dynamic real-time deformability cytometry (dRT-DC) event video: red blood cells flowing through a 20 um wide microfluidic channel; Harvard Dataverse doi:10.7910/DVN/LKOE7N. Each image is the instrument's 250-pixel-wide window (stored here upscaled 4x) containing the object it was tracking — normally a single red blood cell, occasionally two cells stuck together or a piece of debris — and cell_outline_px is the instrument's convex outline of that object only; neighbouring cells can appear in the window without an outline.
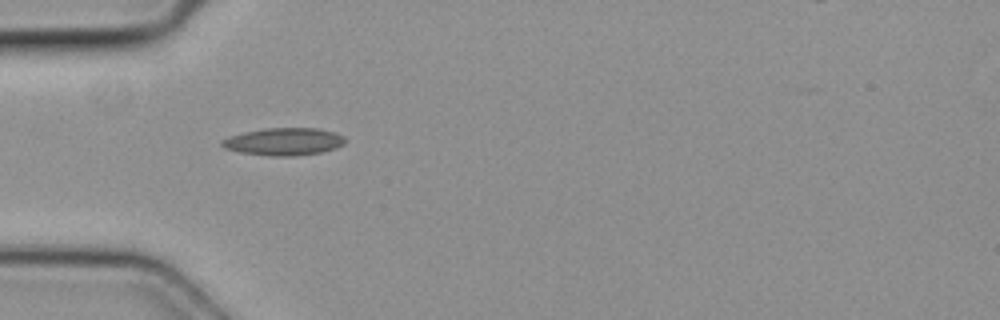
{"species": "common noctule bat (a hibernating species)", "species_latin": "Nyctalus noctula", "temperature_condition": "cold", "stored_images_in_passage": 6, "camera_frame_rate_fps": 3000, "um_per_image_px": 0.085, "animal": {"sex": "female", "body_mass_g": 19.3, "forearm_length_mm": 54.1}, "frame": {"image": 1, "passage_image": 4, "time_ms": 1.0, "image_size_px": [1000, 320], "cell_outline_px": [[348, 140], [344, 144], [336, 148], [320, 152], [292, 156], [272, 156], [240, 152], [224, 148], [220, 144], [220, 140], [244, 132], [264, 128], [316, 128], [336, 132], [344, 136]], "centroid_in_image_um": [24.16, 12.03], "position_along_channel_um": 60.8, "area_um2": 19.77}}
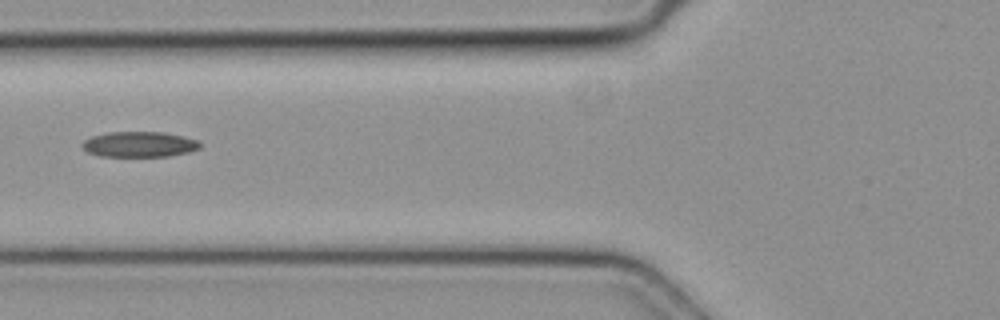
{"frame": {"image": 2, "passage_image": 5, "time_ms": 1.333, "image_size_px": [1000, 320], "cell_outline_px": [[200, 148], [188, 152], [168, 156], [100, 156], [88, 152], [84, 148], [84, 140], [92, 136], [108, 132], [164, 132], [184, 136], [196, 140], [200, 144]], "centroid_in_image_um": [11.86, 12.26], "position_along_channel_um": 113.9, "area_um2": 17.28}}
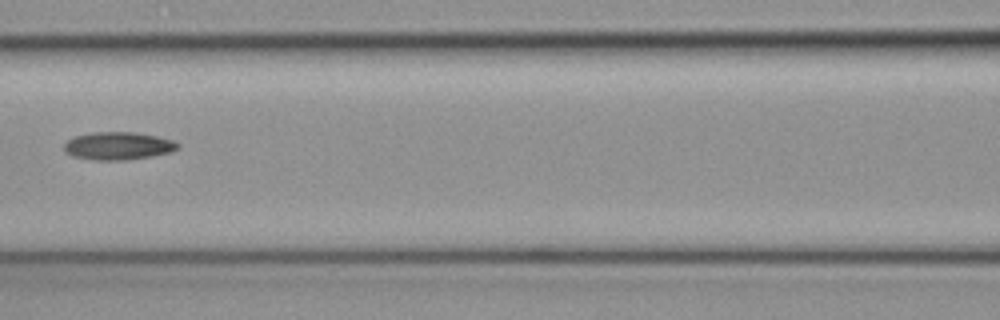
{"frame": {"image": 3, "passage_image": 6, "time_ms": 1.667, "image_size_px": [1000, 320], "cell_outline_px": [[180, 144], [176, 148], [168, 152], [152, 156], [124, 160], [92, 160], [72, 156], [64, 152], [64, 144], [68, 140], [76, 136], [92, 132], [132, 132], [156, 136], [172, 140]], "centroid_in_image_um": [9.99, 12.4], "position_along_channel_um": 156.6, "area_um2": 18.26}}